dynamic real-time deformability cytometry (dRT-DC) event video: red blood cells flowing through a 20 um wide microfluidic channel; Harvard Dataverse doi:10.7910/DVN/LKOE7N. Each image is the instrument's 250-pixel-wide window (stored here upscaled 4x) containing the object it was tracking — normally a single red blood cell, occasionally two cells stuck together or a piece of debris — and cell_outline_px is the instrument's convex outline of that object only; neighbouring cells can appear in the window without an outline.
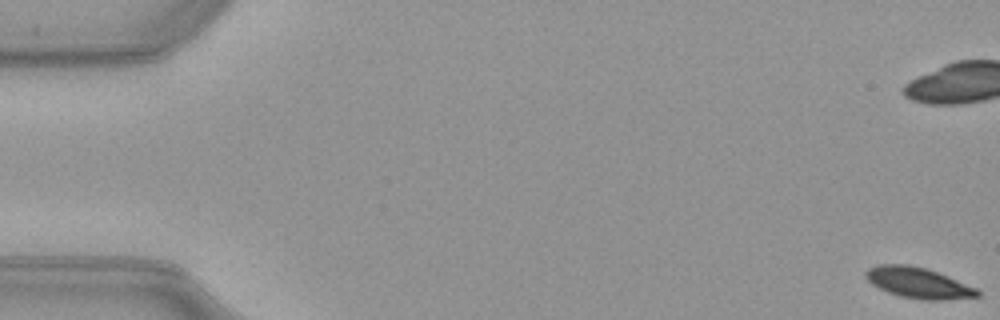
{"species": "common noctule bat (a hibernating species)", "species_latin": "Nyctalus noctula", "temperature_condition": "warm", "stored_images_in_passage": 54, "camera_frame_rate_fps": 3000, "um_per_image_px": 0.085, "animal": {"sex": "female", "body_mass_g": 21.9}, "frame": {"image": 1, "passage_image": 1, "time_ms": 0.0, "image_size_px": [1000, 320], "cell_outline_px": [[980, 296], [944, 300], [920, 300], [900, 296], [888, 292], [872, 284], [864, 276], [864, 272], [868, 268], [876, 264], [908, 264], [924, 268], [948, 276], [976, 288], [980, 292]], "centroid_in_image_um": [78.02, 24.04], "position_along_channel_um": 7.0, "area_um2": 20.0}, "authors_computed_cell_mechanics": {"area_um2": 21.7039, "velocity_mm_per_s": 3.9575, "shape_relaxation_time_tau1_ms": 3.2897, "shape_relaxation_time_tau2_ms": null, "deformation_change_tau1": 0.1243, "deformation_change_tau2": null}}